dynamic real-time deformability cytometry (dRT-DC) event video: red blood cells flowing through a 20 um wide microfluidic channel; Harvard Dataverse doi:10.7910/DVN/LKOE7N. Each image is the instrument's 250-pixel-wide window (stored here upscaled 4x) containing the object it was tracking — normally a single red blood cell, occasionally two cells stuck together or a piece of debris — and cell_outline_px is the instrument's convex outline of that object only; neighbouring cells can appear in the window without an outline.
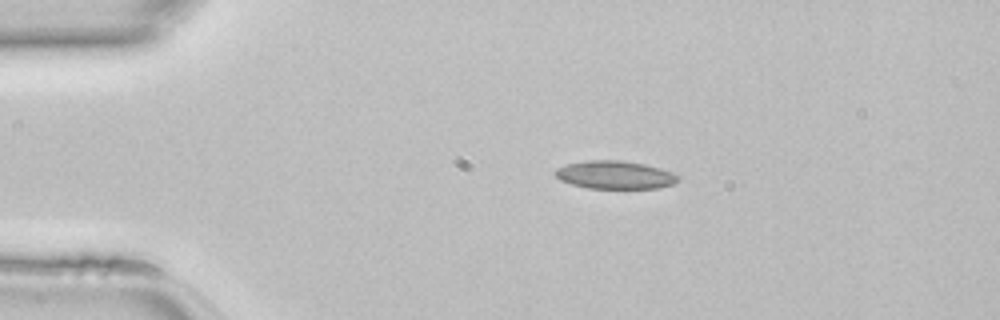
{"species": "common noctule bat (a hibernating species)", "species_latin": "Nyctalus noctula", "temperature_condition": "room temperature", "stored_images_in_passage": 45, "camera_frame_rate_fps": 3000, "um_per_image_px": 0.085, "animal": {"sex": "female", "body_mass_g": 22.7, "forearm_length_mm": 54.2}, "frame": {"image": 1, "passage_image": 8, "time_ms": 2.333, "image_size_px": [1000, 320], "cell_outline_px": [[680, 180], [672, 184], [660, 188], [588, 188], [572, 184], [560, 180], [552, 172], [556, 168], [568, 164], [588, 160], [620, 160], [644, 164], [660, 168], [672, 172], [680, 176]], "centroid_in_image_um": [52.28, 14.86], "position_along_channel_um": 32.7, "area_um2": 20.11}}
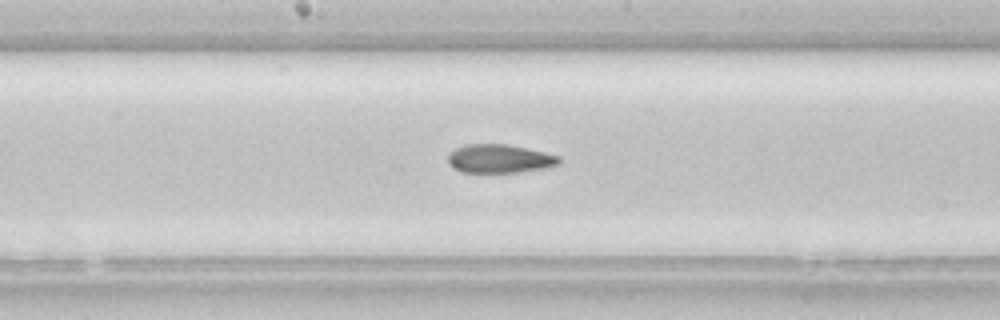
{"frame": {"image": 2, "passage_image": 23, "time_ms": 7.333, "image_size_px": [1000, 320], "cell_outline_px": [[560, 164], [544, 168], [516, 172], [460, 172], [452, 168], [448, 164], [448, 152], [464, 144], [504, 144], [544, 152], [560, 156]], "centroid_in_image_um": [42.4, 13.49], "position_along_channel_um": 205.8, "area_um2": 18.5}}
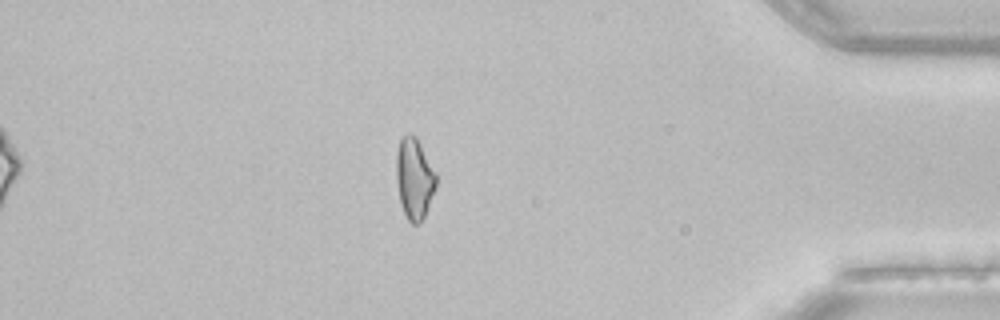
{"frame": {"image": 3, "passage_image": 39, "time_ms": 12.667, "image_size_px": [1000, 320], "cell_outline_px": [[436, 188], [424, 216], [420, 224], [412, 224], [408, 220], [400, 204], [396, 184], [396, 152], [400, 140], [408, 132], [416, 136], [436, 172]], "centroid_in_image_um": [35.21, 15.17], "position_along_channel_um": 400.0, "area_um2": 19.02}}